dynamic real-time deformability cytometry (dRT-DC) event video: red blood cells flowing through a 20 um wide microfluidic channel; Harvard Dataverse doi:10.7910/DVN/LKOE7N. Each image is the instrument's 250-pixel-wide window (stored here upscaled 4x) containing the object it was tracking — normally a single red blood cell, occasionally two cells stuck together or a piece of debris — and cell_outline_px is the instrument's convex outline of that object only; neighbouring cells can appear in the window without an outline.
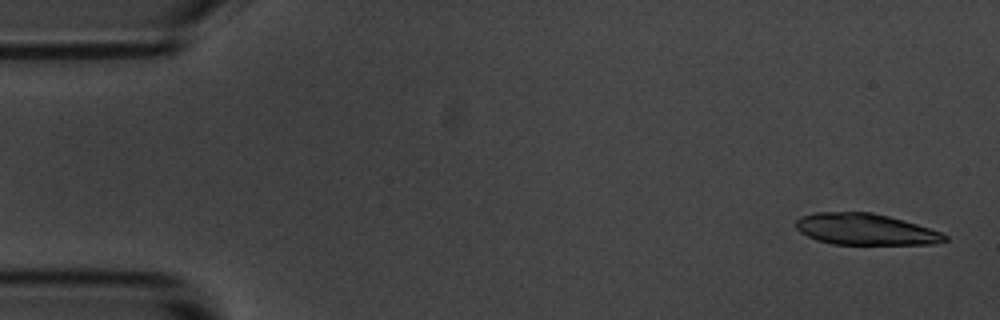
{"species": "common noctule bat (a hibernating species)", "species_latin": "Nyctalus noctula", "temperature_condition": "room temperature", "stored_images_in_passage": 5, "camera_frame_rate_fps": 3000, "um_per_image_px": 0.085, "animal": {"sex": "male", "body_mass_g": 20.1, "forearm_length_mm": 53.5}, "frame": {"image": 1, "passage_image": 1, "time_ms": 0.0, "image_size_px": [1000, 320], "cell_outline_px": [[948, 240], [936, 244], [832, 244], [816, 240], [800, 232], [796, 228], [796, 220], [800, 216], [816, 212], [872, 212], [904, 220], [940, 232], [948, 236]], "centroid_in_image_um": [73.54, 19.49], "position_along_channel_um": 11.5, "area_um2": 27.17}}